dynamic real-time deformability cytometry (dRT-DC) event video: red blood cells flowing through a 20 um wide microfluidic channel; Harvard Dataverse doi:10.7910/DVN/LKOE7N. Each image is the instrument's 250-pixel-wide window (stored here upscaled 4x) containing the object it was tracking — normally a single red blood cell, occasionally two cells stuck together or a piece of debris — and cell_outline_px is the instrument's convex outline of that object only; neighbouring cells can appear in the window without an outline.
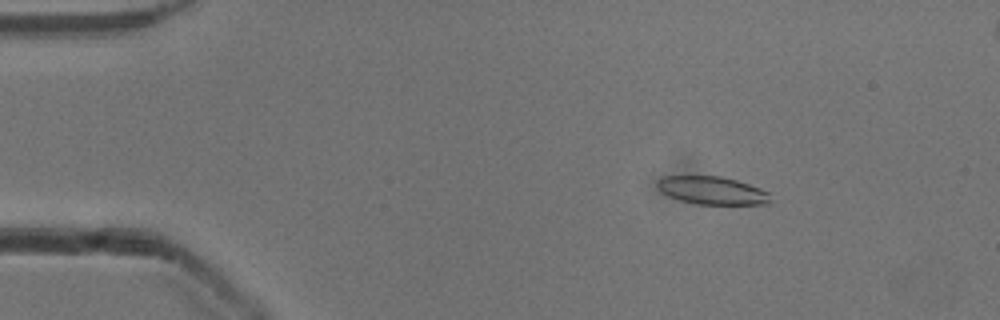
{"species": "common noctule bat (a hibernating species)", "species_latin": "Nyctalus noctula", "temperature_condition": "cold", "stored_images_in_passage": 5, "camera_frame_rate_fps": 3000, "um_per_image_px": 0.085, "animal": {"sex": "male", "body_mass_g": 13.3}, "frame": {"image": 1, "passage_image": 3, "time_ms": 0.667, "image_size_px": [1000, 320], "cell_outline_px": [[768, 204], [696, 204], [680, 200], [668, 196], [660, 192], [656, 184], [656, 180], [664, 176], [720, 176], [736, 180], [760, 188], [768, 192]], "centroid_in_image_um": [60.46, 16.18], "position_along_channel_um": 24.5, "area_um2": 18.32}}